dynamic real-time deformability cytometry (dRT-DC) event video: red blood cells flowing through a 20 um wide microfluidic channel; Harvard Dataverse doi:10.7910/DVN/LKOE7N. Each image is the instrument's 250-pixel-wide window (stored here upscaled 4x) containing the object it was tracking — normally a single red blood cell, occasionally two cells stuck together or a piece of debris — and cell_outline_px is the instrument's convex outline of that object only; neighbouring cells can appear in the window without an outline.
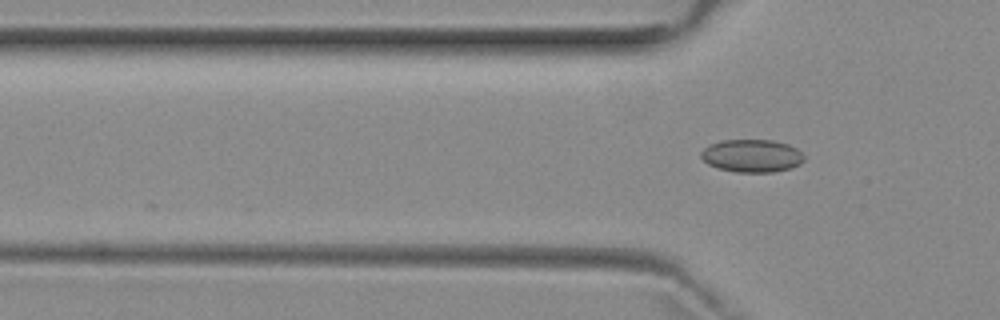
{"species": "common noctule bat (a hibernating species)", "species_latin": "Nyctalus noctula", "temperature_condition": "room temperature", "stored_images_in_passage": 4, "camera_frame_rate_fps": 3000, "um_per_image_px": 0.085, "animal": {"sex": "female", "body_mass_g": 29.2, "forearm_length_mm": 56.3}, "frame": {"image": 1, "passage_image": 4, "time_ms": 3.667, "image_size_px": [1000, 320], "cell_outline_px": [[804, 160], [800, 164], [792, 168], [772, 172], [736, 172], [720, 168], [708, 164], [700, 156], [700, 152], [704, 148], [712, 144], [724, 140], [772, 140], [788, 144], [796, 148], [804, 156]], "centroid_in_image_um": [63.93, 13.24], "position_along_channel_um": 61.9, "area_um2": 19.59}}